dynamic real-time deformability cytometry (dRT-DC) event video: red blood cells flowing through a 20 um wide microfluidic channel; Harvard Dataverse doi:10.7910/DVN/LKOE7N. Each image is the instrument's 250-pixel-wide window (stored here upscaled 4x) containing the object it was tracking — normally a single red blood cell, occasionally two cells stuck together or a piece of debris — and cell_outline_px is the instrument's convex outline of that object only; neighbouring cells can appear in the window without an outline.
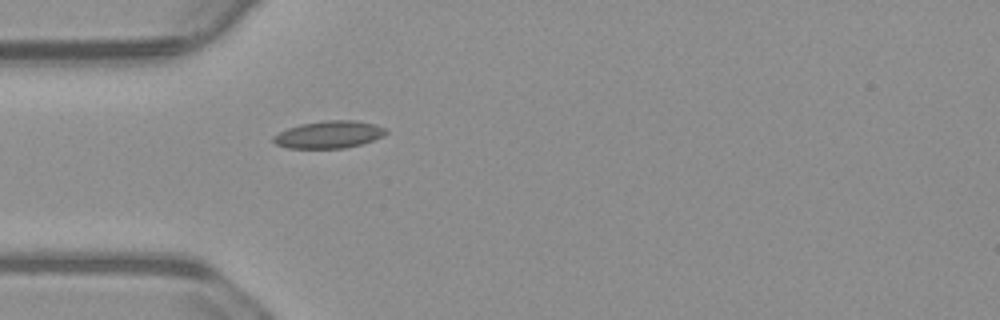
{"species": "common noctule bat (a hibernating species)", "species_latin": "Nyctalus noctula", "temperature_condition": "warm", "stored_images_in_passage": 35, "camera_frame_rate_fps": 3000, "um_per_image_px": 0.085, "animal": {"sex": "male", "body_mass_g": 23.1, "forearm_length_mm": 52.7}, "frame": {"image": 1, "passage_image": 1, "time_ms": 0.0, "image_size_px": [1000, 320], "cell_outline_px": [[388, 132], [384, 136], [360, 144], [344, 148], [288, 148], [276, 144], [272, 140], [272, 136], [288, 128], [300, 124], [324, 120], [356, 120], [376, 124], [384, 128]], "centroid_in_image_um": [27.96, 11.43], "position_along_channel_um": 57.0, "area_um2": 17.92}}
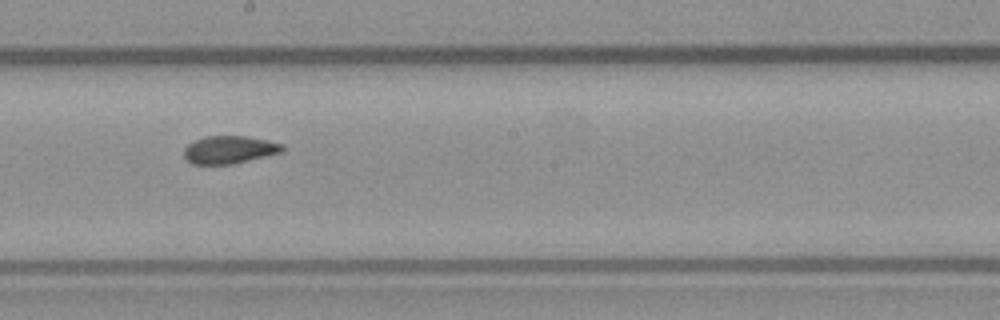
{"frame": {"image": 2, "passage_image": 15, "time_ms": 4.667, "image_size_px": [1000, 320], "cell_outline_px": [[284, 152], [232, 164], [192, 164], [184, 156], [184, 148], [188, 144], [196, 140], [208, 136], [244, 136], [268, 140], [284, 144]], "centroid_in_image_um": [19.53, 12.73], "position_along_channel_um": 228.7, "area_um2": 15.9}}
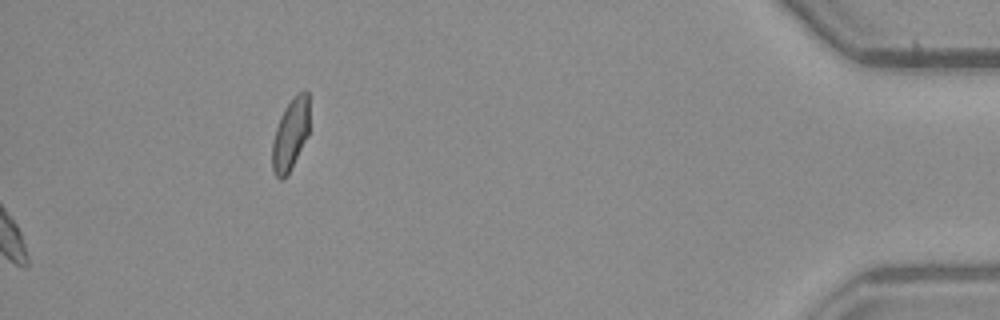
{"frame": {"image": 3, "passage_image": 35, "time_ms": 11.333, "image_size_px": [1000, 320], "cell_outline_px": [[308, 136], [288, 172], [280, 180], [272, 172], [272, 144], [276, 128], [284, 108], [304, 88], [308, 92]], "centroid_in_image_um": [24.67, 11.42], "position_along_channel_um": 410.5, "area_um2": 15.09}, "authors_computed_cell_mechanics": {"area_um2": 16.2418, "velocity_mm_per_s": 3.723, "shape_relaxation_time_tau1_ms": null, "shape_relaxation_time_tau2_ms": 1.792, "deformation_change_tau1": null, "deformation_change_tau2": 0.061}}